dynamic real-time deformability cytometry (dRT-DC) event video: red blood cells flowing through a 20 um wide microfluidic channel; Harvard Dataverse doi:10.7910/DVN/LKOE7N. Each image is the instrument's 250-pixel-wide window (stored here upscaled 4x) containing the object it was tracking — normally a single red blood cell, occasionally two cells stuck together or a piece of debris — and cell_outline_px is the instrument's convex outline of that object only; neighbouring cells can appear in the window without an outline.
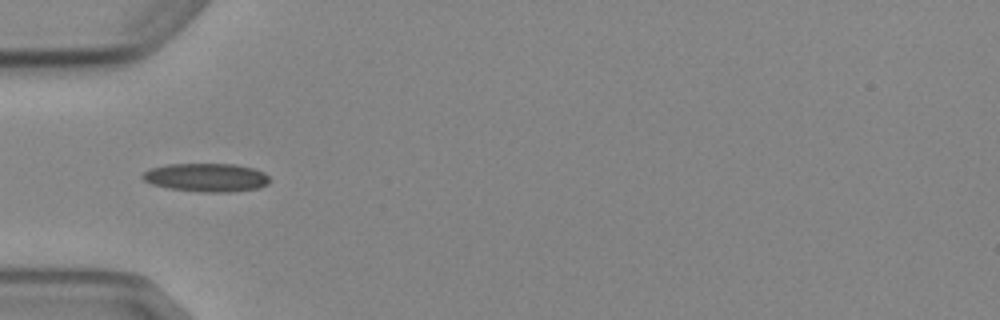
{"species": "Egyptian fruit bat (a non-hibernating species)", "species_latin": "Rousettus aegyptiacus", "temperature_condition": "cold", "stored_images_in_passage": 7, "camera_frame_rate_fps": 3000, "um_per_image_px": 0.085, "animal": {"sex": "female"}, "frame": {"image": 1, "passage_image": 6, "time_ms": 6.0, "image_size_px": [1000, 320], "cell_outline_px": [[268, 184], [260, 188], [228, 192], [204, 192], [168, 188], [152, 184], [144, 180], [140, 176], [144, 172], [152, 168], [168, 164], [236, 164], [252, 168], [264, 172], [268, 176]], "centroid_in_image_um": [17.55, 15.08], "position_along_channel_um": 67.5, "area_um2": 20.98}}
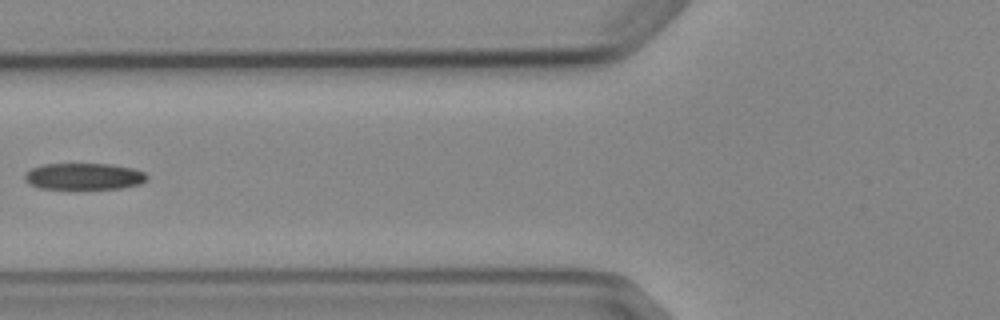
{"frame": {"image": 2, "passage_image": 7, "time_ms": 7.333, "image_size_px": [1000, 320], "cell_outline_px": [[148, 180], [140, 184], [120, 188], [40, 188], [28, 184], [24, 180], [24, 176], [32, 168], [44, 164], [112, 164], [132, 168], [144, 172], [148, 176]], "centroid_in_image_um": [7.15, 14.99], "position_along_channel_um": 118.6, "area_um2": 18.79}}